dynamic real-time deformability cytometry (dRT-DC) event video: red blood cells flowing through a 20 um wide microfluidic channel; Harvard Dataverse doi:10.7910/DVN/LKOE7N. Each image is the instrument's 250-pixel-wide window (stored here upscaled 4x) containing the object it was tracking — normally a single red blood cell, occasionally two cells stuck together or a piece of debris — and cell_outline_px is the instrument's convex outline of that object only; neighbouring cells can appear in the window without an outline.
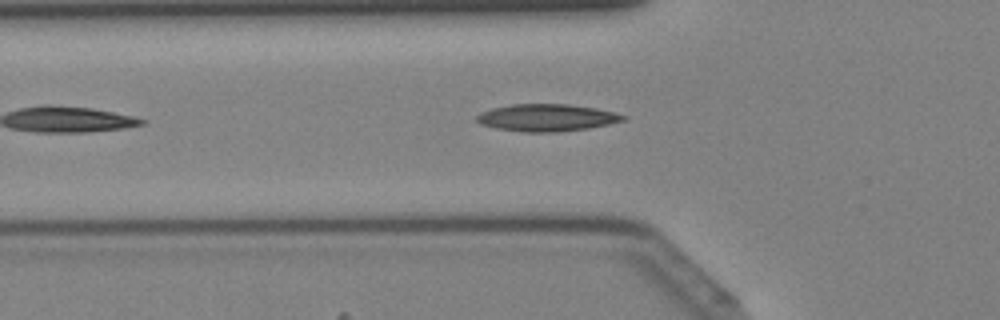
{"species": "Egyptian fruit bat (a non-hibernating species)", "species_latin": "Rousettus aegyptiacus", "temperature_condition": "cold", "stored_images_in_passage": 28, "camera_frame_rate_fps": 3000, "um_per_image_px": 0.085, "animal": {"sex": "female"}, "frame": {"image": 1, "passage_image": 5, "time_ms": 1.333, "image_size_px": [1000, 320], "cell_outline_px": [[628, 116], [624, 120], [608, 124], [588, 128], [556, 132], [520, 132], [496, 128], [480, 124], [476, 120], [476, 116], [480, 112], [492, 108], [512, 104], [568, 104], [596, 108], [616, 112]], "centroid_in_image_um": [46.46, 10.0], "position_along_channel_um": 79.3, "area_um2": 23.29}}
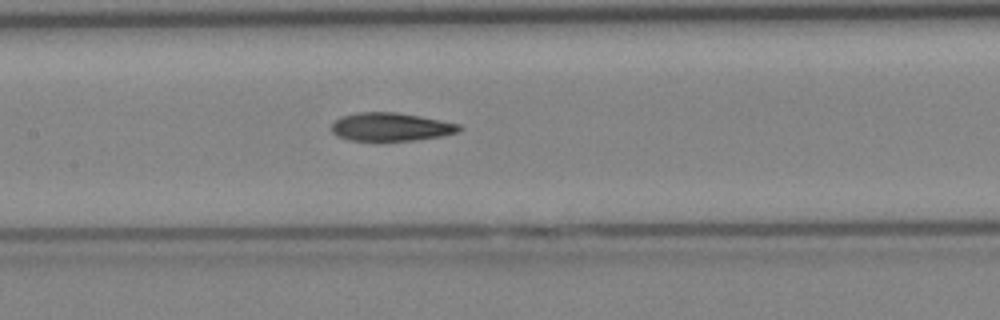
{"frame": {"image": 2, "passage_image": 11, "time_ms": 3.333, "image_size_px": [1000, 320], "cell_outline_px": [[464, 128], [460, 132], [440, 136], [412, 140], [348, 140], [336, 136], [332, 132], [332, 124], [340, 116], [356, 112], [396, 112], [420, 116], [460, 124]], "centroid_in_image_um": [33.22, 10.77], "position_along_channel_um": 174.2, "area_um2": 21.04}}
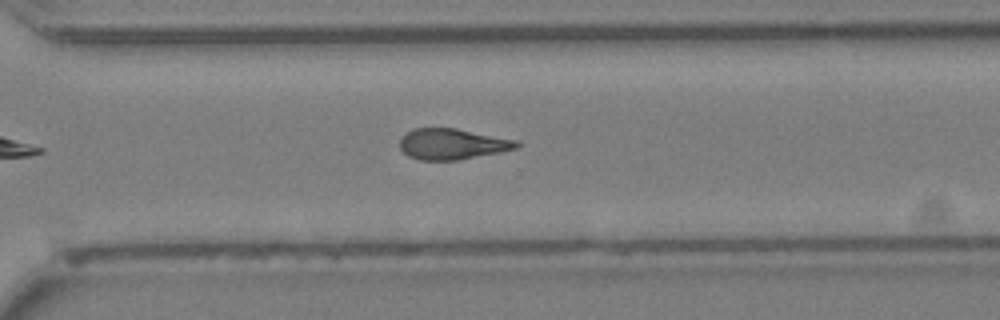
{"frame": {"image": 3, "passage_image": 21, "time_ms": 6.667, "image_size_px": [1000, 320], "cell_outline_px": [[520, 144], [516, 148], [500, 152], [456, 160], [420, 160], [408, 156], [400, 148], [400, 140], [412, 128], [456, 128], [516, 140]], "centroid_in_image_um": [38.42, 12.24], "position_along_channel_um": 332.2, "area_um2": 20.75}}